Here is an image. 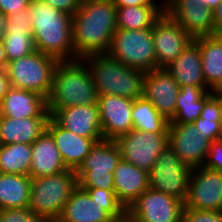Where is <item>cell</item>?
<instances>
[{"instance_id":"cb8c5ba5","label":"cell","mask_w":222,"mask_h":222,"mask_svg":"<svg viewBox=\"0 0 222 222\" xmlns=\"http://www.w3.org/2000/svg\"><path fill=\"white\" fill-rule=\"evenodd\" d=\"M165 70L174 78L179 87L207 86L203 75L200 49L195 40L190 42Z\"/></svg>"},{"instance_id":"5bb4252c","label":"cell","mask_w":222,"mask_h":222,"mask_svg":"<svg viewBox=\"0 0 222 222\" xmlns=\"http://www.w3.org/2000/svg\"><path fill=\"white\" fill-rule=\"evenodd\" d=\"M157 69L168 67L194 39L166 13L152 27Z\"/></svg>"},{"instance_id":"83f0119b","label":"cell","mask_w":222,"mask_h":222,"mask_svg":"<svg viewBox=\"0 0 222 222\" xmlns=\"http://www.w3.org/2000/svg\"><path fill=\"white\" fill-rule=\"evenodd\" d=\"M31 179L29 175L0 173V209L29 207Z\"/></svg>"},{"instance_id":"f35d334b","label":"cell","mask_w":222,"mask_h":222,"mask_svg":"<svg viewBox=\"0 0 222 222\" xmlns=\"http://www.w3.org/2000/svg\"><path fill=\"white\" fill-rule=\"evenodd\" d=\"M51 7L58 9L64 13L70 14L71 16H74L80 6L83 0H42Z\"/></svg>"},{"instance_id":"b9f144b4","label":"cell","mask_w":222,"mask_h":222,"mask_svg":"<svg viewBox=\"0 0 222 222\" xmlns=\"http://www.w3.org/2000/svg\"><path fill=\"white\" fill-rule=\"evenodd\" d=\"M215 32L222 34V2L212 10Z\"/></svg>"},{"instance_id":"7c38bea8","label":"cell","mask_w":222,"mask_h":222,"mask_svg":"<svg viewBox=\"0 0 222 222\" xmlns=\"http://www.w3.org/2000/svg\"><path fill=\"white\" fill-rule=\"evenodd\" d=\"M184 207L222 212V172L204 166L193 168Z\"/></svg>"},{"instance_id":"603a6c76","label":"cell","mask_w":222,"mask_h":222,"mask_svg":"<svg viewBox=\"0 0 222 222\" xmlns=\"http://www.w3.org/2000/svg\"><path fill=\"white\" fill-rule=\"evenodd\" d=\"M61 222H110L113 218L79 186L65 203Z\"/></svg>"},{"instance_id":"d590c367","label":"cell","mask_w":222,"mask_h":222,"mask_svg":"<svg viewBox=\"0 0 222 222\" xmlns=\"http://www.w3.org/2000/svg\"><path fill=\"white\" fill-rule=\"evenodd\" d=\"M32 20L29 9L8 15L5 33H32Z\"/></svg>"},{"instance_id":"d4e9b609","label":"cell","mask_w":222,"mask_h":222,"mask_svg":"<svg viewBox=\"0 0 222 222\" xmlns=\"http://www.w3.org/2000/svg\"><path fill=\"white\" fill-rule=\"evenodd\" d=\"M49 118L14 119L0 116V145L33 144L45 131Z\"/></svg>"},{"instance_id":"f546056e","label":"cell","mask_w":222,"mask_h":222,"mask_svg":"<svg viewBox=\"0 0 222 222\" xmlns=\"http://www.w3.org/2000/svg\"><path fill=\"white\" fill-rule=\"evenodd\" d=\"M220 120L221 96L216 91L206 92V102L200 118L195 120L194 125L199 130V134L212 143L222 139Z\"/></svg>"},{"instance_id":"ba28073f","label":"cell","mask_w":222,"mask_h":222,"mask_svg":"<svg viewBox=\"0 0 222 222\" xmlns=\"http://www.w3.org/2000/svg\"><path fill=\"white\" fill-rule=\"evenodd\" d=\"M107 54L128 67L144 72L157 69L152 28L117 29Z\"/></svg>"},{"instance_id":"ffe728a7","label":"cell","mask_w":222,"mask_h":222,"mask_svg":"<svg viewBox=\"0 0 222 222\" xmlns=\"http://www.w3.org/2000/svg\"><path fill=\"white\" fill-rule=\"evenodd\" d=\"M0 116L14 119L50 118L46 98L20 88L9 87L0 104Z\"/></svg>"},{"instance_id":"7dc6e473","label":"cell","mask_w":222,"mask_h":222,"mask_svg":"<svg viewBox=\"0 0 222 222\" xmlns=\"http://www.w3.org/2000/svg\"><path fill=\"white\" fill-rule=\"evenodd\" d=\"M110 222H135L127 213H125L121 218L112 219Z\"/></svg>"},{"instance_id":"44dd1931","label":"cell","mask_w":222,"mask_h":222,"mask_svg":"<svg viewBox=\"0 0 222 222\" xmlns=\"http://www.w3.org/2000/svg\"><path fill=\"white\" fill-rule=\"evenodd\" d=\"M113 176L115 196L126 211L149 188V173L122 158Z\"/></svg>"},{"instance_id":"3957f363","label":"cell","mask_w":222,"mask_h":222,"mask_svg":"<svg viewBox=\"0 0 222 222\" xmlns=\"http://www.w3.org/2000/svg\"><path fill=\"white\" fill-rule=\"evenodd\" d=\"M97 100L92 73L83 59L57 63L46 99L50 115L57 109L97 104Z\"/></svg>"},{"instance_id":"5b68a950","label":"cell","mask_w":222,"mask_h":222,"mask_svg":"<svg viewBox=\"0 0 222 222\" xmlns=\"http://www.w3.org/2000/svg\"><path fill=\"white\" fill-rule=\"evenodd\" d=\"M78 186L75 170L31 179L29 208L47 220L58 219Z\"/></svg>"},{"instance_id":"e575fe53","label":"cell","mask_w":222,"mask_h":222,"mask_svg":"<svg viewBox=\"0 0 222 222\" xmlns=\"http://www.w3.org/2000/svg\"><path fill=\"white\" fill-rule=\"evenodd\" d=\"M47 219L27 208L0 209V222H46Z\"/></svg>"},{"instance_id":"7402d4cb","label":"cell","mask_w":222,"mask_h":222,"mask_svg":"<svg viewBox=\"0 0 222 222\" xmlns=\"http://www.w3.org/2000/svg\"><path fill=\"white\" fill-rule=\"evenodd\" d=\"M31 155V178L56 175L68 169L47 130L32 144Z\"/></svg>"},{"instance_id":"ee69618b","label":"cell","mask_w":222,"mask_h":222,"mask_svg":"<svg viewBox=\"0 0 222 222\" xmlns=\"http://www.w3.org/2000/svg\"><path fill=\"white\" fill-rule=\"evenodd\" d=\"M8 65L3 41L0 40V69H6Z\"/></svg>"},{"instance_id":"8d00e7d4","label":"cell","mask_w":222,"mask_h":222,"mask_svg":"<svg viewBox=\"0 0 222 222\" xmlns=\"http://www.w3.org/2000/svg\"><path fill=\"white\" fill-rule=\"evenodd\" d=\"M182 222H222V212L183 208Z\"/></svg>"},{"instance_id":"836d02e7","label":"cell","mask_w":222,"mask_h":222,"mask_svg":"<svg viewBox=\"0 0 222 222\" xmlns=\"http://www.w3.org/2000/svg\"><path fill=\"white\" fill-rule=\"evenodd\" d=\"M88 192L91 198L101 205L113 219L121 218L125 213V208L117 200L114 190L99 188L83 189Z\"/></svg>"},{"instance_id":"7a4b0ae2","label":"cell","mask_w":222,"mask_h":222,"mask_svg":"<svg viewBox=\"0 0 222 222\" xmlns=\"http://www.w3.org/2000/svg\"><path fill=\"white\" fill-rule=\"evenodd\" d=\"M32 34L37 51L58 61L75 60L72 41V16L42 0H30Z\"/></svg>"},{"instance_id":"30bf717a","label":"cell","mask_w":222,"mask_h":222,"mask_svg":"<svg viewBox=\"0 0 222 222\" xmlns=\"http://www.w3.org/2000/svg\"><path fill=\"white\" fill-rule=\"evenodd\" d=\"M121 158L140 169L152 170L159 154L168 145V134H156L132 129L115 139Z\"/></svg>"},{"instance_id":"e0dca14e","label":"cell","mask_w":222,"mask_h":222,"mask_svg":"<svg viewBox=\"0 0 222 222\" xmlns=\"http://www.w3.org/2000/svg\"><path fill=\"white\" fill-rule=\"evenodd\" d=\"M179 91L178 83L165 69L146 72L143 97L150 101L168 121L175 115Z\"/></svg>"},{"instance_id":"1f68e13d","label":"cell","mask_w":222,"mask_h":222,"mask_svg":"<svg viewBox=\"0 0 222 222\" xmlns=\"http://www.w3.org/2000/svg\"><path fill=\"white\" fill-rule=\"evenodd\" d=\"M32 144L0 145V173L29 175Z\"/></svg>"},{"instance_id":"ac0fdd59","label":"cell","mask_w":222,"mask_h":222,"mask_svg":"<svg viewBox=\"0 0 222 222\" xmlns=\"http://www.w3.org/2000/svg\"><path fill=\"white\" fill-rule=\"evenodd\" d=\"M50 117L61 127L85 138H103L98 104L55 110Z\"/></svg>"},{"instance_id":"f6af8a7d","label":"cell","mask_w":222,"mask_h":222,"mask_svg":"<svg viewBox=\"0 0 222 222\" xmlns=\"http://www.w3.org/2000/svg\"><path fill=\"white\" fill-rule=\"evenodd\" d=\"M7 15L0 11V40L3 39L6 28Z\"/></svg>"},{"instance_id":"8fae6325","label":"cell","mask_w":222,"mask_h":222,"mask_svg":"<svg viewBox=\"0 0 222 222\" xmlns=\"http://www.w3.org/2000/svg\"><path fill=\"white\" fill-rule=\"evenodd\" d=\"M184 202L148 188L127 209L135 222H182Z\"/></svg>"},{"instance_id":"8992f818","label":"cell","mask_w":222,"mask_h":222,"mask_svg":"<svg viewBox=\"0 0 222 222\" xmlns=\"http://www.w3.org/2000/svg\"><path fill=\"white\" fill-rule=\"evenodd\" d=\"M59 61L40 51L8 62L7 74L11 87L33 91L47 99Z\"/></svg>"},{"instance_id":"d6a6232c","label":"cell","mask_w":222,"mask_h":222,"mask_svg":"<svg viewBox=\"0 0 222 222\" xmlns=\"http://www.w3.org/2000/svg\"><path fill=\"white\" fill-rule=\"evenodd\" d=\"M2 41L7 62L17 60L37 51L32 33H5Z\"/></svg>"},{"instance_id":"f907efd6","label":"cell","mask_w":222,"mask_h":222,"mask_svg":"<svg viewBox=\"0 0 222 222\" xmlns=\"http://www.w3.org/2000/svg\"><path fill=\"white\" fill-rule=\"evenodd\" d=\"M220 123H221V127H222V97H221V120H220Z\"/></svg>"},{"instance_id":"74e56055","label":"cell","mask_w":222,"mask_h":222,"mask_svg":"<svg viewBox=\"0 0 222 222\" xmlns=\"http://www.w3.org/2000/svg\"><path fill=\"white\" fill-rule=\"evenodd\" d=\"M203 166L222 172V139L210 144V149Z\"/></svg>"},{"instance_id":"f1b7e54d","label":"cell","mask_w":222,"mask_h":222,"mask_svg":"<svg viewBox=\"0 0 222 222\" xmlns=\"http://www.w3.org/2000/svg\"><path fill=\"white\" fill-rule=\"evenodd\" d=\"M165 13V5L117 7V29L140 30L152 28Z\"/></svg>"},{"instance_id":"d6986e66","label":"cell","mask_w":222,"mask_h":222,"mask_svg":"<svg viewBox=\"0 0 222 222\" xmlns=\"http://www.w3.org/2000/svg\"><path fill=\"white\" fill-rule=\"evenodd\" d=\"M46 130L54 139L56 148L68 169L76 170L96 142L103 138H85L59 126L51 117Z\"/></svg>"},{"instance_id":"bcb514c9","label":"cell","mask_w":222,"mask_h":222,"mask_svg":"<svg viewBox=\"0 0 222 222\" xmlns=\"http://www.w3.org/2000/svg\"><path fill=\"white\" fill-rule=\"evenodd\" d=\"M204 2L205 6L213 10L222 2V0H204Z\"/></svg>"},{"instance_id":"4dcf8cb0","label":"cell","mask_w":222,"mask_h":222,"mask_svg":"<svg viewBox=\"0 0 222 222\" xmlns=\"http://www.w3.org/2000/svg\"><path fill=\"white\" fill-rule=\"evenodd\" d=\"M132 121L138 131L168 134L169 121L143 96L133 101Z\"/></svg>"},{"instance_id":"6da1fadb","label":"cell","mask_w":222,"mask_h":222,"mask_svg":"<svg viewBox=\"0 0 222 222\" xmlns=\"http://www.w3.org/2000/svg\"><path fill=\"white\" fill-rule=\"evenodd\" d=\"M117 7L113 0H83L72 16L75 60L108 52L117 30Z\"/></svg>"},{"instance_id":"9c48e42d","label":"cell","mask_w":222,"mask_h":222,"mask_svg":"<svg viewBox=\"0 0 222 222\" xmlns=\"http://www.w3.org/2000/svg\"><path fill=\"white\" fill-rule=\"evenodd\" d=\"M192 168L184 164L167 145L149 172V188L186 201Z\"/></svg>"},{"instance_id":"277c9868","label":"cell","mask_w":222,"mask_h":222,"mask_svg":"<svg viewBox=\"0 0 222 222\" xmlns=\"http://www.w3.org/2000/svg\"><path fill=\"white\" fill-rule=\"evenodd\" d=\"M88 65L99 95H116L136 99L143 96L146 72L128 67L107 53L83 58Z\"/></svg>"},{"instance_id":"9a60e30c","label":"cell","mask_w":222,"mask_h":222,"mask_svg":"<svg viewBox=\"0 0 222 222\" xmlns=\"http://www.w3.org/2000/svg\"><path fill=\"white\" fill-rule=\"evenodd\" d=\"M211 142L199 134L194 123H169L168 145L180 160L190 168L204 165Z\"/></svg>"},{"instance_id":"681fc988","label":"cell","mask_w":222,"mask_h":222,"mask_svg":"<svg viewBox=\"0 0 222 222\" xmlns=\"http://www.w3.org/2000/svg\"><path fill=\"white\" fill-rule=\"evenodd\" d=\"M216 92L222 97V86Z\"/></svg>"},{"instance_id":"4fadbf2b","label":"cell","mask_w":222,"mask_h":222,"mask_svg":"<svg viewBox=\"0 0 222 222\" xmlns=\"http://www.w3.org/2000/svg\"><path fill=\"white\" fill-rule=\"evenodd\" d=\"M165 13L193 39L217 35L212 10L204 0H165Z\"/></svg>"},{"instance_id":"4316f807","label":"cell","mask_w":222,"mask_h":222,"mask_svg":"<svg viewBox=\"0 0 222 222\" xmlns=\"http://www.w3.org/2000/svg\"><path fill=\"white\" fill-rule=\"evenodd\" d=\"M212 91L208 86L185 85L180 87L174 117L169 123L192 124L200 118L206 92Z\"/></svg>"},{"instance_id":"52a82bcc","label":"cell","mask_w":222,"mask_h":222,"mask_svg":"<svg viewBox=\"0 0 222 222\" xmlns=\"http://www.w3.org/2000/svg\"><path fill=\"white\" fill-rule=\"evenodd\" d=\"M120 160L121 153L115 140L103 139L96 142L75 170L78 186L82 189L114 190L113 171Z\"/></svg>"},{"instance_id":"60d3db41","label":"cell","mask_w":222,"mask_h":222,"mask_svg":"<svg viewBox=\"0 0 222 222\" xmlns=\"http://www.w3.org/2000/svg\"><path fill=\"white\" fill-rule=\"evenodd\" d=\"M116 7L142 6V5H165V0H113Z\"/></svg>"},{"instance_id":"ab89813d","label":"cell","mask_w":222,"mask_h":222,"mask_svg":"<svg viewBox=\"0 0 222 222\" xmlns=\"http://www.w3.org/2000/svg\"><path fill=\"white\" fill-rule=\"evenodd\" d=\"M30 0H0V11L5 15L17 14L28 9Z\"/></svg>"},{"instance_id":"484cf974","label":"cell","mask_w":222,"mask_h":222,"mask_svg":"<svg viewBox=\"0 0 222 222\" xmlns=\"http://www.w3.org/2000/svg\"><path fill=\"white\" fill-rule=\"evenodd\" d=\"M198 43L206 85L217 91L222 86V34L194 38Z\"/></svg>"},{"instance_id":"7bdbcfd3","label":"cell","mask_w":222,"mask_h":222,"mask_svg":"<svg viewBox=\"0 0 222 222\" xmlns=\"http://www.w3.org/2000/svg\"><path fill=\"white\" fill-rule=\"evenodd\" d=\"M10 87L8 74L6 69H0V104L3 100L4 95L7 93Z\"/></svg>"},{"instance_id":"2e32d148","label":"cell","mask_w":222,"mask_h":222,"mask_svg":"<svg viewBox=\"0 0 222 222\" xmlns=\"http://www.w3.org/2000/svg\"><path fill=\"white\" fill-rule=\"evenodd\" d=\"M134 99L116 95H99L97 104L103 139L115 140L133 129Z\"/></svg>"},{"instance_id":"c3c4849f","label":"cell","mask_w":222,"mask_h":222,"mask_svg":"<svg viewBox=\"0 0 222 222\" xmlns=\"http://www.w3.org/2000/svg\"><path fill=\"white\" fill-rule=\"evenodd\" d=\"M46 222H61L59 219H50V220H47Z\"/></svg>"}]
</instances>
